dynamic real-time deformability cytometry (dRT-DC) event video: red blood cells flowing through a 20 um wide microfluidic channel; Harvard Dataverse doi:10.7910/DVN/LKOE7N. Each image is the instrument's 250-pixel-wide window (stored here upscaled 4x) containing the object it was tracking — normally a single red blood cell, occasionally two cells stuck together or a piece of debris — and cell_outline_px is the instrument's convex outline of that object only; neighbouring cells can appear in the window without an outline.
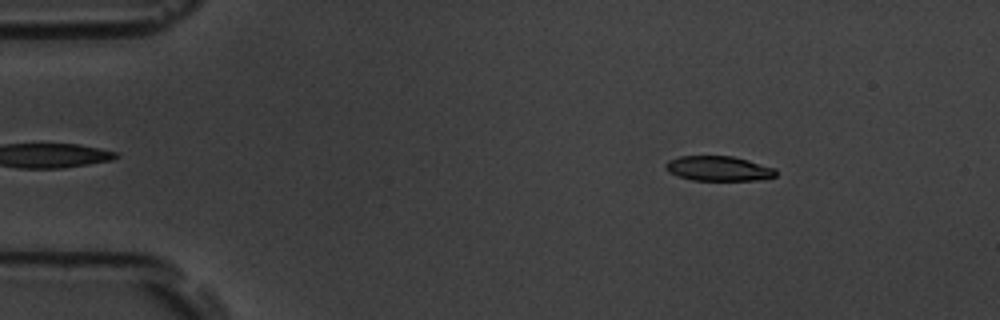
{"species": "common noctule bat (a hibernating species)", "species_latin": "Nyctalus noctula", "temperature_condition": "room temperature", "stored_images_in_passage": 54, "camera_frame_rate_fps": 3000, "um_per_image_px": 0.085, "animal": {"sex": "male", "body_mass_g": 19.5, "forearm_length_mm": 54.6}, "frame": {"image": 1, "passage_image": 5, "time_ms": 1.333, "image_size_px": [1000, 320], "cell_outline_px": [[776, 176], [756, 180], [692, 180], [668, 172], [664, 168], [664, 164], [668, 160], [680, 156], [732, 156], [748, 160], [776, 168]], "centroid_in_image_um": [61.05, 14.32], "position_along_channel_um": 23.9, "area_um2": 15.95}}
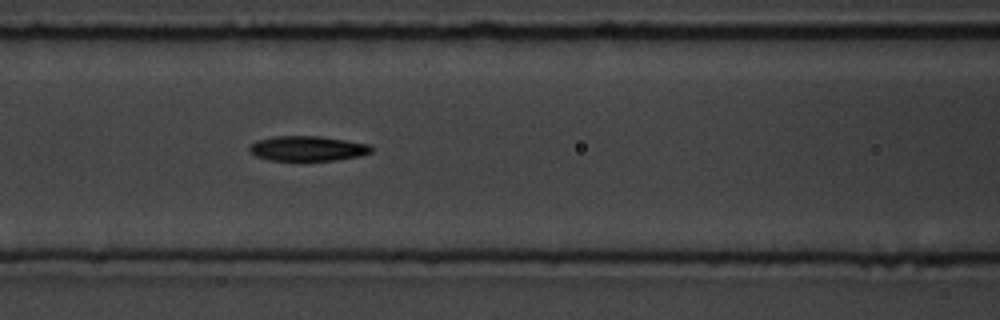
{"frame": {"image": 2, "passage_image": 21, "time_ms": 6.667, "image_size_px": [1000, 320], "cell_outline_px": [[372, 152], [360, 156], [336, 160], [304, 164], [268, 160], [256, 156], [248, 152], [248, 148], [256, 140], [276, 136], [320, 136], [368, 144], [372, 148]], "centroid_in_image_um": [26.09, 12.68], "position_along_channel_um": 140.5, "area_um2": 18.67}}
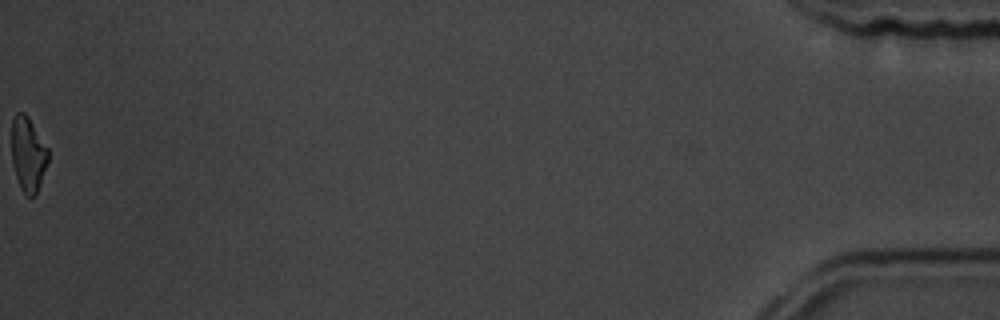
{"frame": {"image": 3, "passage_image": 54, "time_ms": 17.667, "image_size_px": [1000, 320], "cell_outline_px": [[48, 160], [36, 196], [24, 196], [20, 188], [16, 176], [12, 160], [12, 120], [16, 112], [24, 112], [28, 116], [48, 148]], "centroid_in_image_um": [2.38, 13.12], "position_along_channel_um": 432.8, "area_um2": 15.9}, "authors_computed_cell_mechanics": {"area_um2": 17.9758, "velocity_mm_per_s": 3.5999, "shape_relaxation_time_tau1_ms": 2.9638, "shape_relaxation_time_tau2_ms": 6.6191, "deformation_change_tau1": 0.1675, "deformation_change_tau2": 0.1589}}